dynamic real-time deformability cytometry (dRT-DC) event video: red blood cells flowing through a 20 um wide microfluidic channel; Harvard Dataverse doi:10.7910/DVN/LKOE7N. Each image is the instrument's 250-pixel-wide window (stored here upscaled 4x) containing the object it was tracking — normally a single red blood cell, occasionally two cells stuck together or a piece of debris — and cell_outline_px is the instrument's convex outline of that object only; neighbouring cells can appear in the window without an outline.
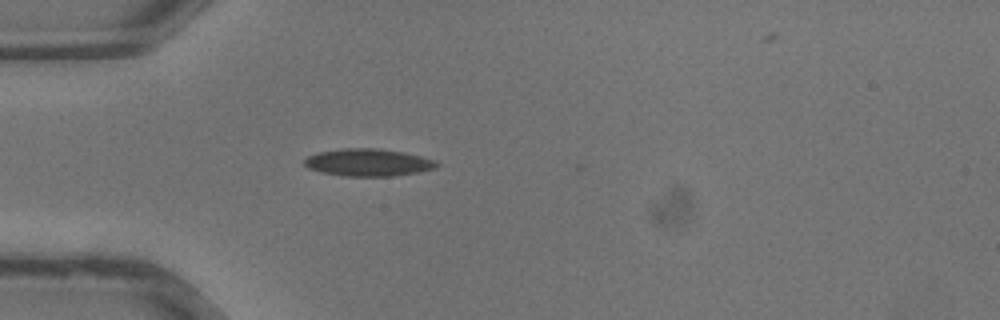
{"species": "common noctule bat (a hibernating species)", "species_latin": "Nyctalus noctula", "temperature_condition": "warm", "stored_images_in_passage": 27, "camera_frame_rate_fps": 3000, "um_per_image_px": 0.085, "animal": {"sex": "male", "body_mass_g": 13.3}, "frame": {"image": 1, "passage_image": 1, "time_ms": 0.0, "image_size_px": [1000, 320], "cell_outline_px": [[440, 164], [436, 168], [420, 172], [392, 176], [344, 176], [320, 172], [308, 168], [304, 164], [304, 160], [308, 156], [316, 152], [344, 148], [376, 148], [404, 152], [436, 160]], "centroid_in_image_um": [31.3, 13.81], "position_along_channel_um": 53.7, "area_um2": 21.27}}
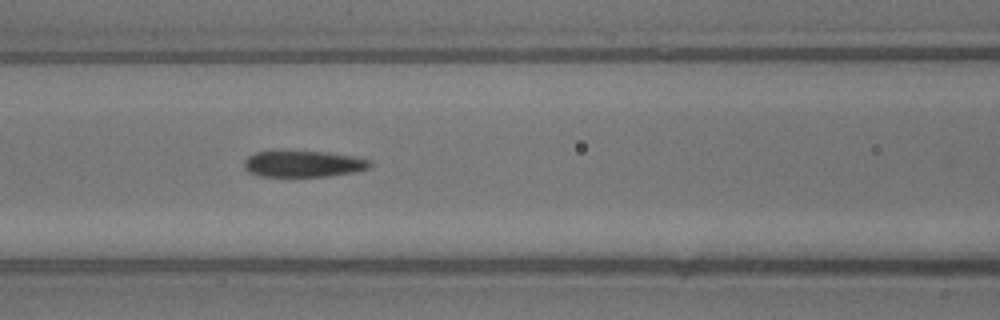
{"frame": {"image": 2, "passage_image": 6, "time_ms": 1.667, "image_size_px": [1000, 320], "cell_outline_px": [[372, 168], [356, 172], [328, 176], [260, 176], [248, 172], [244, 168], [244, 160], [248, 156], [256, 152], [328, 152], [356, 156], [372, 160]], "centroid_in_image_um": [25.86, 13.94], "position_along_channel_um": 140.7, "area_um2": 19.36}}
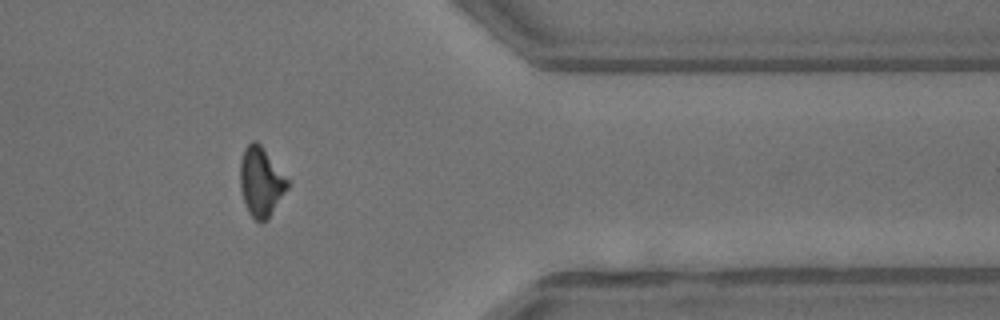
{"frame": {"image": 3, "passage_image": 20, "time_ms": 6.333, "image_size_px": [1000, 320], "cell_outline_px": [[292, 184], [268, 220], [260, 224], [248, 212], [240, 188], [240, 160], [244, 148], [252, 140], [256, 140], [260, 144]], "centroid_in_image_um": [22.21, 15.48], "position_along_channel_um": 389.2, "area_um2": 19.48}}